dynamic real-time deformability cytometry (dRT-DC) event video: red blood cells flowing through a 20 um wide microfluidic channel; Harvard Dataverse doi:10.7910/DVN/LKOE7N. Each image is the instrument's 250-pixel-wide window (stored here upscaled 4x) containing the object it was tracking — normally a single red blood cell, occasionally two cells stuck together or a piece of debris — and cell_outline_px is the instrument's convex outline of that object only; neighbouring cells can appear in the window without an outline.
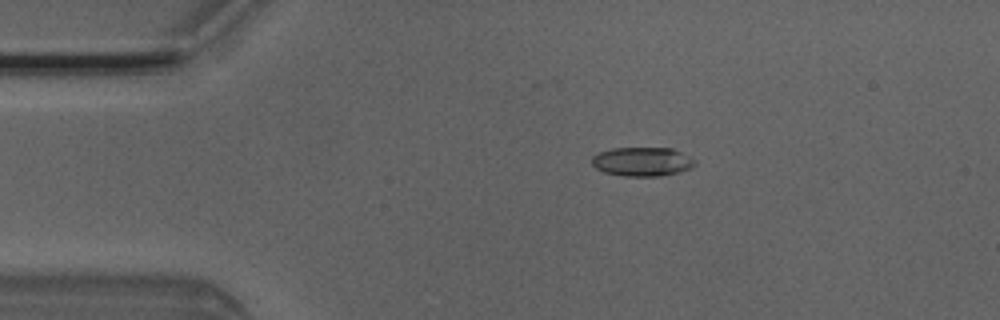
{"species": "Egyptian fruit bat (a non-hibernating species)", "species_latin": "Rousettus aegyptiacus", "temperature_condition": "room temperature", "stored_images_in_passage": 2, "camera_frame_rate_fps": 3000, "um_per_image_px": 0.085, "animal": {"sex": "male"}, "frame": {"image": 1, "passage_image": 1, "time_ms": 0.0, "image_size_px": [1000, 320], "cell_outline_px": [[696, 164], [692, 168], [680, 172], [660, 176], [624, 176], [604, 172], [596, 168], [592, 164], [592, 156], [600, 152], [612, 148], [672, 148], [696, 160]], "centroid_in_image_um": [54.61, 13.74], "position_along_channel_um": 30.4, "area_um2": 17.46}}